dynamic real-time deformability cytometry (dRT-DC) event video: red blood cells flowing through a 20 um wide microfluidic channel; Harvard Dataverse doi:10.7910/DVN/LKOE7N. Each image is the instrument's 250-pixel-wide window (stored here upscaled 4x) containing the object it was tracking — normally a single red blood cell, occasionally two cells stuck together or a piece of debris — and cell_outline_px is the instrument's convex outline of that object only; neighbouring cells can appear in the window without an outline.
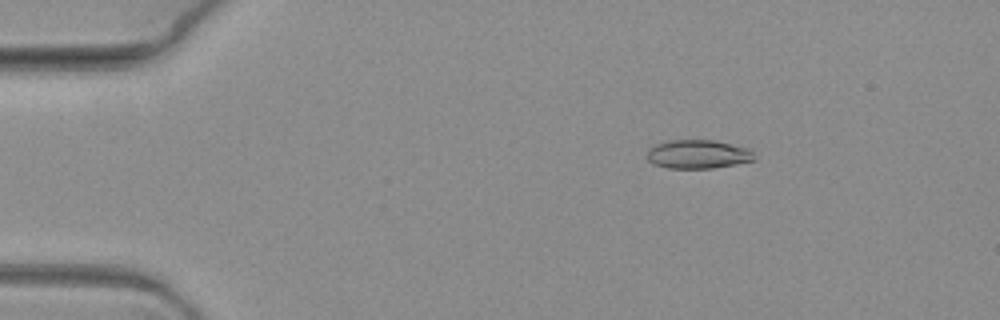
{"species": "common noctule bat (a hibernating species)", "species_latin": "Nyctalus noctula", "temperature_condition": "warm", "stored_images_in_passage": 10, "camera_frame_rate_fps": 3000, "um_per_image_px": 0.085, "animal": {"sex": "female", "body_mass_g": 19.3, "forearm_length_mm": 54.1}, "frame": {"image": 1, "passage_image": 4, "time_ms": 1.0, "image_size_px": [1000, 320], "cell_outline_px": [[756, 160], [736, 164], [712, 168], [668, 168], [652, 164], [648, 160], [648, 148], [652, 144], [668, 140], [712, 140], [748, 148], [752, 152]], "centroid_in_image_um": [59.28, 13.11], "position_along_channel_um": 25.7, "area_um2": 18.03}}
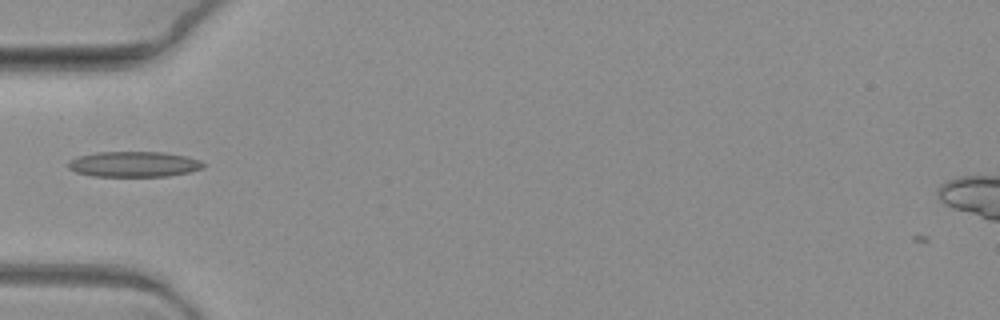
{"frame": {"image": 2, "passage_image": 7, "time_ms": 2.0, "image_size_px": [1000, 320], "cell_outline_px": [[208, 164], [204, 168], [188, 172], [168, 176], [92, 176], [76, 172], [68, 168], [68, 160], [80, 156], [96, 152], [164, 152], [184, 156], [200, 160]], "centroid_in_image_um": [11.4, 13.95], "position_along_channel_um": 73.6, "area_um2": 20.11}}
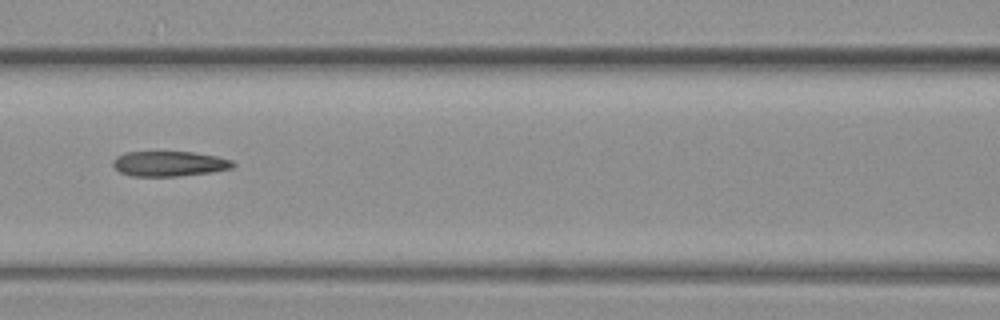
{"frame": {"image": 3, "passage_image": 9, "time_ms": 2.667, "image_size_px": [1000, 320], "cell_outline_px": [[236, 164], [232, 168], [212, 172], [176, 176], [132, 176], [120, 172], [112, 164], [112, 160], [116, 156], [124, 152], [192, 152], [216, 156], [232, 160]], "centroid_in_image_um": [14.38, 13.91], "position_along_channel_um": 152.2, "area_um2": 17.57}}